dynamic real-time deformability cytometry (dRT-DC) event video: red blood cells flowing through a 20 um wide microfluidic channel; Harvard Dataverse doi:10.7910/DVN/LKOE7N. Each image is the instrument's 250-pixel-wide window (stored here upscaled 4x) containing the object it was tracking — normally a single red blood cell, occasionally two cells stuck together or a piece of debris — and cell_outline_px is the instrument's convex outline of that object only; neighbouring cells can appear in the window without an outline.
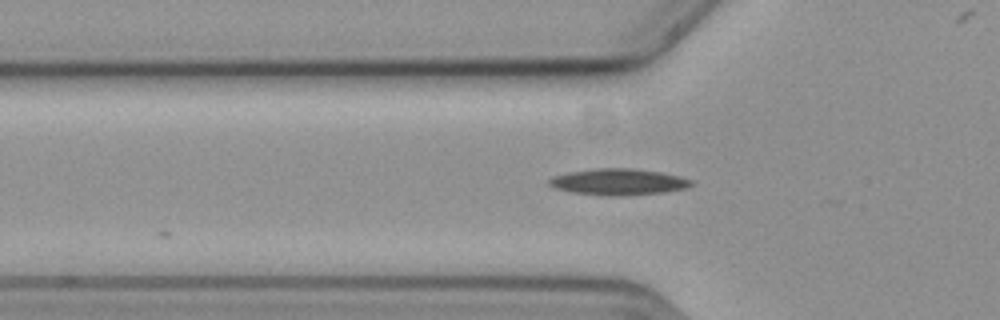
{"species": "common noctule bat (a hibernating species)", "species_latin": "Nyctalus noctula", "temperature_condition": "cold", "stored_images_in_passage": 10, "camera_frame_rate_fps": 3000, "um_per_image_px": 0.085, "animal": {"sex": "female", "body_mass_g": 19.3, "forearm_length_mm": 54.1}, "frame": {"image": 1, "passage_image": 4, "time_ms": 1.0, "image_size_px": [1000, 320], "cell_outline_px": [[696, 184], [684, 188], [664, 192], [620, 196], [600, 196], [572, 192], [556, 188], [548, 184], [548, 180], [552, 176], [568, 172], [596, 168], [632, 168], [660, 172], [680, 176], [692, 180]], "centroid_in_image_um": [52.55, 15.46], "position_along_channel_um": 73.2, "area_um2": 21.96}}
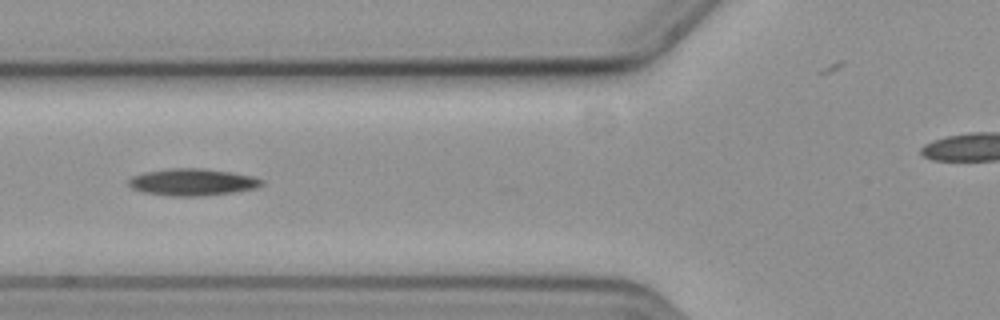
{"frame": {"image": 2, "passage_image": 7, "time_ms": 2.0, "image_size_px": [1000, 320], "cell_outline_px": [[264, 184], [256, 188], [232, 192], [200, 196], [168, 196], [144, 192], [132, 188], [128, 184], [128, 180], [132, 176], [144, 172], [172, 168], [200, 168], [232, 172], [252, 176], [264, 180]], "centroid_in_image_um": [16.35, 15.48], "position_along_channel_um": 109.4, "area_um2": 20.87}}
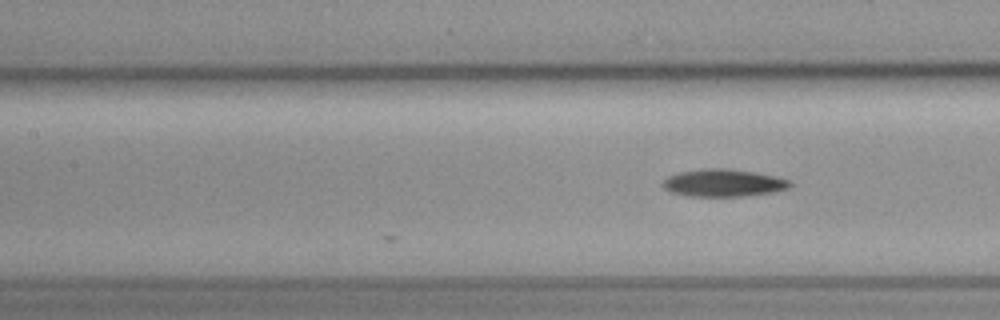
{"frame": {"image": 3, "passage_image": 10, "time_ms": 3.0, "image_size_px": [1000, 320], "cell_outline_px": [[792, 184], [788, 188], [772, 192], [744, 196], [688, 196], [672, 192], [664, 188], [660, 184], [668, 176], [680, 172], [704, 168], [724, 168], [752, 172], [776, 176], [792, 180]], "centroid_in_image_um": [61.49, 15.54], "position_along_channel_um": 145.9, "area_um2": 20.29}}